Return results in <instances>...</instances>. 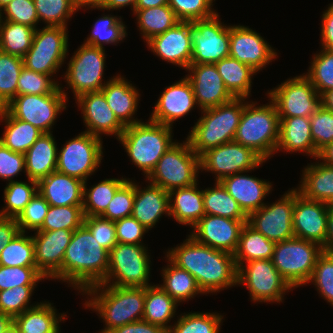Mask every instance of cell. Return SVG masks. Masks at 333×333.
Returning <instances> with one entry per match:
<instances>
[{
  "label": "cell",
  "instance_id": "cell-1",
  "mask_svg": "<svg viewBox=\"0 0 333 333\" xmlns=\"http://www.w3.org/2000/svg\"><path fill=\"white\" fill-rule=\"evenodd\" d=\"M187 237L179 246L168 249L166 256L188 271L204 294L237 286L234 254L200 244L190 235Z\"/></svg>",
  "mask_w": 333,
  "mask_h": 333
},
{
  "label": "cell",
  "instance_id": "cell-2",
  "mask_svg": "<svg viewBox=\"0 0 333 333\" xmlns=\"http://www.w3.org/2000/svg\"><path fill=\"white\" fill-rule=\"evenodd\" d=\"M109 251L82 225L74 230L62 264V281L83 293L102 284L108 274Z\"/></svg>",
  "mask_w": 333,
  "mask_h": 333
},
{
  "label": "cell",
  "instance_id": "cell-3",
  "mask_svg": "<svg viewBox=\"0 0 333 333\" xmlns=\"http://www.w3.org/2000/svg\"><path fill=\"white\" fill-rule=\"evenodd\" d=\"M85 309H92L102 322L100 333H109L125 324L142 320L145 305V287H117L98 284L85 290ZM90 297V298H89ZM88 307V308H87Z\"/></svg>",
  "mask_w": 333,
  "mask_h": 333
},
{
  "label": "cell",
  "instance_id": "cell-4",
  "mask_svg": "<svg viewBox=\"0 0 333 333\" xmlns=\"http://www.w3.org/2000/svg\"><path fill=\"white\" fill-rule=\"evenodd\" d=\"M247 98H234L217 107L201 110V117L187 135L191 149L200 156L205 151L233 141Z\"/></svg>",
  "mask_w": 333,
  "mask_h": 333
},
{
  "label": "cell",
  "instance_id": "cell-5",
  "mask_svg": "<svg viewBox=\"0 0 333 333\" xmlns=\"http://www.w3.org/2000/svg\"><path fill=\"white\" fill-rule=\"evenodd\" d=\"M173 127L151 121L125 127L117 140L131 162L143 171L145 178L154 170L162 155L173 145Z\"/></svg>",
  "mask_w": 333,
  "mask_h": 333
},
{
  "label": "cell",
  "instance_id": "cell-6",
  "mask_svg": "<svg viewBox=\"0 0 333 333\" xmlns=\"http://www.w3.org/2000/svg\"><path fill=\"white\" fill-rule=\"evenodd\" d=\"M247 102L243 108L234 141L252 149L264 161L276 154L279 140V116L275 104Z\"/></svg>",
  "mask_w": 333,
  "mask_h": 333
},
{
  "label": "cell",
  "instance_id": "cell-7",
  "mask_svg": "<svg viewBox=\"0 0 333 333\" xmlns=\"http://www.w3.org/2000/svg\"><path fill=\"white\" fill-rule=\"evenodd\" d=\"M200 156L190 147L188 140L176 141L162 155L146 182L159 186L167 192L198 182Z\"/></svg>",
  "mask_w": 333,
  "mask_h": 333
},
{
  "label": "cell",
  "instance_id": "cell-8",
  "mask_svg": "<svg viewBox=\"0 0 333 333\" xmlns=\"http://www.w3.org/2000/svg\"><path fill=\"white\" fill-rule=\"evenodd\" d=\"M323 247L316 242L293 237L277 242L272 262L280 275L295 289L308 284Z\"/></svg>",
  "mask_w": 333,
  "mask_h": 333
},
{
  "label": "cell",
  "instance_id": "cell-9",
  "mask_svg": "<svg viewBox=\"0 0 333 333\" xmlns=\"http://www.w3.org/2000/svg\"><path fill=\"white\" fill-rule=\"evenodd\" d=\"M117 243L109 251L108 274L102 284L117 287H147L150 284L151 260L148 247Z\"/></svg>",
  "mask_w": 333,
  "mask_h": 333
},
{
  "label": "cell",
  "instance_id": "cell-10",
  "mask_svg": "<svg viewBox=\"0 0 333 333\" xmlns=\"http://www.w3.org/2000/svg\"><path fill=\"white\" fill-rule=\"evenodd\" d=\"M68 29L44 26L37 28L29 51L23 57L24 67L46 75H57L67 59Z\"/></svg>",
  "mask_w": 333,
  "mask_h": 333
},
{
  "label": "cell",
  "instance_id": "cell-11",
  "mask_svg": "<svg viewBox=\"0 0 333 333\" xmlns=\"http://www.w3.org/2000/svg\"><path fill=\"white\" fill-rule=\"evenodd\" d=\"M237 285L246 286L254 302L281 303L286 292L293 290L275 268L272 259L252 260L241 264L237 271Z\"/></svg>",
  "mask_w": 333,
  "mask_h": 333
},
{
  "label": "cell",
  "instance_id": "cell-12",
  "mask_svg": "<svg viewBox=\"0 0 333 333\" xmlns=\"http://www.w3.org/2000/svg\"><path fill=\"white\" fill-rule=\"evenodd\" d=\"M74 52L63 76L67 89H71L74 99L85 93L99 92L106 85L103 82L105 70V49L83 43Z\"/></svg>",
  "mask_w": 333,
  "mask_h": 333
},
{
  "label": "cell",
  "instance_id": "cell-13",
  "mask_svg": "<svg viewBox=\"0 0 333 333\" xmlns=\"http://www.w3.org/2000/svg\"><path fill=\"white\" fill-rule=\"evenodd\" d=\"M59 86L53 93L17 95L4 108L14 117L26 121L44 133L53 131L58 115L67 107L68 95Z\"/></svg>",
  "mask_w": 333,
  "mask_h": 333
},
{
  "label": "cell",
  "instance_id": "cell-14",
  "mask_svg": "<svg viewBox=\"0 0 333 333\" xmlns=\"http://www.w3.org/2000/svg\"><path fill=\"white\" fill-rule=\"evenodd\" d=\"M101 137L81 132L57 151L56 170L86 182L97 171L103 158Z\"/></svg>",
  "mask_w": 333,
  "mask_h": 333
},
{
  "label": "cell",
  "instance_id": "cell-15",
  "mask_svg": "<svg viewBox=\"0 0 333 333\" xmlns=\"http://www.w3.org/2000/svg\"><path fill=\"white\" fill-rule=\"evenodd\" d=\"M219 17L217 12L210 18L190 22L191 64H214L229 56L230 25Z\"/></svg>",
  "mask_w": 333,
  "mask_h": 333
},
{
  "label": "cell",
  "instance_id": "cell-16",
  "mask_svg": "<svg viewBox=\"0 0 333 333\" xmlns=\"http://www.w3.org/2000/svg\"><path fill=\"white\" fill-rule=\"evenodd\" d=\"M267 95L275 104L279 117L309 118L321 107L320 94L304 74L287 79L268 90Z\"/></svg>",
  "mask_w": 333,
  "mask_h": 333
},
{
  "label": "cell",
  "instance_id": "cell-17",
  "mask_svg": "<svg viewBox=\"0 0 333 333\" xmlns=\"http://www.w3.org/2000/svg\"><path fill=\"white\" fill-rule=\"evenodd\" d=\"M264 161L252 149L236 141L211 148L200 155V170L215 174V182L240 172L258 169Z\"/></svg>",
  "mask_w": 333,
  "mask_h": 333
},
{
  "label": "cell",
  "instance_id": "cell-18",
  "mask_svg": "<svg viewBox=\"0 0 333 333\" xmlns=\"http://www.w3.org/2000/svg\"><path fill=\"white\" fill-rule=\"evenodd\" d=\"M295 188L288 190L274 203L265 204L248 216L247 223L267 239L275 243L291 239Z\"/></svg>",
  "mask_w": 333,
  "mask_h": 333
},
{
  "label": "cell",
  "instance_id": "cell-19",
  "mask_svg": "<svg viewBox=\"0 0 333 333\" xmlns=\"http://www.w3.org/2000/svg\"><path fill=\"white\" fill-rule=\"evenodd\" d=\"M229 56L251 66L258 73L278 57L276 50L259 33L240 24L230 25Z\"/></svg>",
  "mask_w": 333,
  "mask_h": 333
},
{
  "label": "cell",
  "instance_id": "cell-20",
  "mask_svg": "<svg viewBox=\"0 0 333 333\" xmlns=\"http://www.w3.org/2000/svg\"><path fill=\"white\" fill-rule=\"evenodd\" d=\"M247 221L205 215L192 227L190 236L200 244L234 254Z\"/></svg>",
  "mask_w": 333,
  "mask_h": 333
},
{
  "label": "cell",
  "instance_id": "cell-21",
  "mask_svg": "<svg viewBox=\"0 0 333 333\" xmlns=\"http://www.w3.org/2000/svg\"><path fill=\"white\" fill-rule=\"evenodd\" d=\"M35 232L32 238L36 268L46 277V280L51 278V280L62 281L64 254L74 231L61 229Z\"/></svg>",
  "mask_w": 333,
  "mask_h": 333
},
{
  "label": "cell",
  "instance_id": "cell-22",
  "mask_svg": "<svg viewBox=\"0 0 333 333\" xmlns=\"http://www.w3.org/2000/svg\"><path fill=\"white\" fill-rule=\"evenodd\" d=\"M329 204L306 199L295 188L293 232L296 238L326 243Z\"/></svg>",
  "mask_w": 333,
  "mask_h": 333
},
{
  "label": "cell",
  "instance_id": "cell-23",
  "mask_svg": "<svg viewBox=\"0 0 333 333\" xmlns=\"http://www.w3.org/2000/svg\"><path fill=\"white\" fill-rule=\"evenodd\" d=\"M186 71L199 110L217 107L235 98L226 88L215 64H190Z\"/></svg>",
  "mask_w": 333,
  "mask_h": 333
},
{
  "label": "cell",
  "instance_id": "cell-24",
  "mask_svg": "<svg viewBox=\"0 0 333 333\" xmlns=\"http://www.w3.org/2000/svg\"><path fill=\"white\" fill-rule=\"evenodd\" d=\"M154 106L149 119L169 127L189 114L194 107H198L192 85L186 76L166 86Z\"/></svg>",
  "mask_w": 333,
  "mask_h": 333
},
{
  "label": "cell",
  "instance_id": "cell-25",
  "mask_svg": "<svg viewBox=\"0 0 333 333\" xmlns=\"http://www.w3.org/2000/svg\"><path fill=\"white\" fill-rule=\"evenodd\" d=\"M146 44L159 59L185 70L191 64L190 22L180 21L166 32L152 37Z\"/></svg>",
  "mask_w": 333,
  "mask_h": 333
},
{
  "label": "cell",
  "instance_id": "cell-26",
  "mask_svg": "<svg viewBox=\"0 0 333 333\" xmlns=\"http://www.w3.org/2000/svg\"><path fill=\"white\" fill-rule=\"evenodd\" d=\"M75 103L83 114L85 132L97 137H102V134L114 135L118 139L125 130V126L117 119L101 91L80 95Z\"/></svg>",
  "mask_w": 333,
  "mask_h": 333
},
{
  "label": "cell",
  "instance_id": "cell-27",
  "mask_svg": "<svg viewBox=\"0 0 333 333\" xmlns=\"http://www.w3.org/2000/svg\"><path fill=\"white\" fill-rule=\"evenodd\" d=\"M246 173L248 171L227 176L220 183L249 216L266 204L263 200L271 193L273 185L270 181Z\"/></svg>",
  "mask_w": 333,
  "mask_h": 333
},
{
  "label": "cell",
  "instance_id": "cell-28",
  "mask_svg": "<svg viewBox=\"0 0 333 333\" xmlns=\"http://www.w3.org/2000/svg\"><path fill=\"white\" fill-rule=\"evenodd\" d=\"M130 82L118 74L109 80L107 79L106 85L101 90L107 104L125 127L142 121L134 119L139 105L140 93L137 87Z\"/></svg>",
  "mask_w": 333,
  "mask_h": 333
},
{
  "label": "cell",
  "instance_id": "cell-29",
  "mask_svg": "<svg viewBox=\"0 0 333 333\" xmlns=\"http://www.w3.org/2000/svg\"><path fill=\"white\" fill-rule=\"evenodd\" d=\"M38 193L51 206H83L84 182L55 170L38 181Z\"/></svg>",
  "mask_w": 333,
  "mask_h": 333
},
{
  "label": "cell",
  "instance_id": "cell-30",
  "mask_svg": "<svg viewBox=\"0 0 333 333\" xmlns=\"http://www.w3.org/2000/svg\"><path fill=\"white\" fill-rule=\"evenodd\" d=\"M164 214L170 217L168 192L151 183L142 189L139 183L135 182L131 216L147 230H151Z\"/></svg>",
  "mask_w": 333,
  "mask_h": 333
},
{
  "label": "cell",
  "instance_id": "cell-31",
  "mask_svg": "<svg viewBox=\"0 0 333 333\" xmlns=\"http://www.w3.org/2000/svg\"><path fill=\"white\" fill-rule=\"evenodd\" d=\"M279 140L276 147L281 152H301L315 159L310 119L307 117H279ZM283 150V151H282Z\"/></svg>",
  "mask_w": 333,
  "mask_h": 333
},
{
  "label": "cell",
  "instance_id": "cell-32",
  "mask_svg": "<svg viewBox=\"0 0 333 333\" xmlns=\"http://www.w3.org/2000/svg\"><path fill=\"white\" fill-rule=\"evenodd\" d=\"M198 184L196 182L168 192L170 217L181 225H189L190 228L205 216L203 190L198 189Z\"/></svg>",
  "mask_w": 333,
  "mask_h": 333
},
{
  "label": "cell",
  "instance_id": "cell-33",
  "mask_svg": "<svg viewBox=\"0 0 333 333\" xmlns=\"http://www.w3.org/2000/svg\"><path fill=\"white\" fill-rule=\"evenodd\" d=\"M57 143L51 133H43L27 150L25 173L27 179L39 181L56 170Z\"/></svg>",
  "mask_w": 333,
  "mask_h": 333
},
{
  "label": "cell",
  "instance_id": "cell-34",
  "mask_svg": "<svg viewBox=\"0 0 333 333\" xmlns=\"http://www.w3.org/2000/svg\"><path fill=\"white\" fill-rule=\"evenodd\" d=\"M49 301H42L13 319L18 333H60V323L66 313H57Z\"/></svg>",
  "mask_w": 333,
  "mask_h": 333
},
{
  "label": "cell",
  "instance_id": "cell-35",
  "mask_svg": "<svg viewBox=\"0 0 333 333\" xmlns=\"http://www.w3.org/2000/svg\"><path fill=\"white\" fill-rule=\"evenodd\" d=\"M297 190L309 200L333 203V166L315 161L303 170Z\"/></svg>",
  "mask_w": 333,
  "mask_h": 333
},
{
  "label": "cell",
  "instance_id": "cell-36",
  "mask_svg": "<svg viewBox=\"0 0 333 333\" xmlns=\"http://www.w3.org/2000/svg\"><path fill=\"white\" fill-rule=\"evenodd\" d=\"M0 122H5L0 142L14 152L25 154L44 133L29 122L14 118L4 107L0 108Z\"/></svg>",
  "mask_w": 333,
  "mask_h": 333
},
{
  "label": "cell",
  "instance_id": "cell-37",
  "mask_svg": "<svg viewBox=\"0 0 333 333\" xmlns=\"http://www.w3.org/2000/svg\"><path fill=\"white\" fill-rule=\"evenodd\" d=\"M178 303L158 284L145 287V305L142 319L168 331L175 317ZM169 324V325H168Z\"/></svg>",
  "mask_w": 333,
  "mask_h": 333
},
{
  "label": "cell",
  "instance_id": "cell-38",
  "mask_svg": "<svg viewBox=\"0 0 333 333\" xmlns=\"http://www.w3.org/2000/svg\"><path fill=\"white\" fill-rule=\"evenodd\" d=\"M228 91L235 98H247L251 95L252 77L258 72L251 66L239 62L230 56L214 63Z\"/></svg>",
  "mask_w": 333,
  "mask_h": 333
},
{
  "label": "cell",
  "instance_id": "cell-39",
  "mask_svg": "<svg viewBox=\"0 0 333 333\" xmlns=\"http://www.w3.org/2000/svg\"><path fill=\"white\" fill-rule=\"evenodd\" d=\"M168 265L162 268L163 283L158 284L178 304L194 299L198 294L204 295L195 278L186 270L175 265L167 256Z\"/></svg>",
  "mask_w": 333,
  "mask_h": 333
},
{
  "label": "cell",
  "instance_id": "cell-40",
  "mask_svg": "<svg viewBox=\"0 0 333 333\" xmlns=\"http://www.w3.org/2000/svg\"><path fill=\"white\" fill-rule=\"evenodd\" d=\"M275 244L246 223L242 228L239 244L234 253L237 268L244 262L272 259Z\"/></svg>",
  "mask_w": 333,
  "mask_h": 333
},
{
  "label": "cell",
  "instance_id": "cell-41",
  "mask_svg": "<svg viewBox=\"0 0 333 333\" xmlns=\"http://www.w3.org/2000/svg\"><path fill=\"white\" fill-rule=\"evenodd\" d=\"M133 15L145 43L180 22L169 5L134 10Z\"/></svg>",
  "mask_w": 333,
  "mask_h": 333
},
{
  "label": "cell",
  "instance_id": "cell-42",
  "mask_svg": "<svg viewBox=\"0 0 333 333\" xmlns=\"http://www.w3.org/2000/svg\"><path fill=\"white\" fill-rule=\"evenodd\" d=\"M127 178H107L89 189L84 182L83 213L86 216H101L112 201L116 191L127 181Z\"/></svg>",
  "mask_w": 333,
  "mask_h": 333
},
{
  "label": "cell",
  "instance_id": "cell-43",
  "mask_svg": "<svg viewBox=\"0 0 333 333\" xmlns=\"http://www.w3.org/2000/svg\"><path fill=\"white\" fill-rule=\"evenodd\" d=\"M205 215H216L233 220H248L239 204L231 197L220 182L203 190Z\"/></svg>",
  "mask_w": 333,
  "mask_h": 333
},
{
  "label": "cell",
  "instance_id": "cell-44",
  "mask_svg": "<svg viewBox=\"0 0 333 333\" xmlns=\"http://www.w3.org/2000/svg\"><path fill=\"white\" fill-rule=\"evenodd\" d=\"M36 29L20 23L1 21L0 51L23 58L29 51Z\"/></svg>",
  "mask_w": 333,
  "mask_h": 333
},
{
  "label": "cell",
  "instance_id": "cell-45",
  "mask_svg": "<svg viewBox=\"0 0 333 333\" xmlns=\"http://www.w3.org/2000/svg\"><path fill=\"white\" fill-rule=\"evenodd\" d=\"M27 180L28 183L16 179L4 187L5 206L0 210V217L16 219L38 193V181L29 178Z\"/></svg>",
  "mask_w": 333,
  "mask_h": 333
},
{
  "label": "cell",
  "instance_id": "cell-46",
  "mask_svg": "<svg viewBox=\"0 0 333 333\" xmlns=\"http://www.w3.org/2000/svg\"><path fill=\"white\" fill-rule=\"evenodd\" d=\"M124 23L121 16L101 15L94 23L91 33L84 43L103 49L104 44L116 45L124 41L128 35L127 26Z\"/></svg>",
  "mask_w": 333,
  "mask_h": 333
},
{
  "label": "cell",
  "instance_id": "cell-47",
  "mask_svg": "<svg viewBox=\"0 0 333 333\" xmlns=\"http://www.w3.org/2000/svg\"><path fill=\"white\" fill-rule=\"evenodd\" d=\"M33 2L39 22H44L45 26L67 28L69 19L79 11L77 0H33Z\"/></svg>",
  "mask_w": 333,
  "mask_h": 333
},
{
  "label": "cell",
  "instance_id": "cell-48",
  "mask_svg": "<svg viewBox=\"0 0 333 333\" xmlns=\"http://www.w3.org/2000/svg\"><path fill=\"white\" fill-rule=\"evenodd\" d=\"M183 314V315H182ZM179 315L167 333H219L223 315L218 312H190Z\"/></svg>",
  "mask_w": 333,
  "mask_h": 333
},
{
  "label": "cell",
  "instance_id": "cell-49",
  "mask_svg": "<svg viewBox=\"0 0 333 333\" xmlns=\"http://www.w3.org/2000/svg\"><path fill=\"white\" fill-rule=\"evenodd\" d=\"M0 265L7 267H36L32 236L19 232L1 250Z\"/></svg>",
  "mask_w": 333,
  "mask_h": 333
},
{
  "label": "cell",
  "instance_id": "cell-50",
  "mask_svg": "<svg viewBox=\"0 0 333 333\" xmlns=\"http://www.w3.org/2000/svg\"><path fill=\"white\" fill-rule=\"evenodd\" d=\"M23 58L0 51V108L17 96L18 79Z\"/></svg>",
  "mask_w": 333,
  "mask_h": 333
},
{
  "label": "cell",
  "instance_id": "cell-51",
  "mask_svg": "<svg viewBox=\"0 0 333 333\" xmlns=\"http://www.w3.org/2000/svg\"><path fill=\"white\" fill-rule=\"evenodd\" d=\"M307 73H303L321 95L333 89V51L322 48L311 59Z\"/></svg>",
  "mask_w": 333,
  "mask_h": 333
},
{
  "label": "cell",
  "instance_id": "cell-52",
  "mask_svg": "<svg viewBox=\"0 0 333 333\" xmlns=\"http://www.w3.org/2000/svg\"><path fill=\"white\" fill-rule=\"evenodd\" d=\"M83 206H51L38 231L76 230L83 225Z\"/></svg>",
  "mask_w": 333,
  "mask_h": 333
},
{
  "label": "cell",
  "instance_id": "cell-53",
  "mask_svg": "<svg viewBox=\"0 0 333 333\" xmlns=\"http://www.w3.org/2000/svg\"><path fill=\"white\" fill-rule=\"evenodd\" d=\"M37 285H22L0 291V312L15 318L38 302L31 304V297ZM30 301V302H29Z\"/></svg>",
  "mask_w": 333,
  "mask_h": 333
},
{
  "label": "cell",
  "instance_id": "cell-54",
  "mask_svg": "<svg viewBox=\"0 0 333 333\" xmlns=\"http://www.w3.org/2000/svg\"><path fill=\"white\" fill-rule=\"evenodd\" d=\"M309 282L333 306V251H323L318 257Z\"/></svg>",
  "mask_w": 333,
  "mask_h": 333
},
{
  "label": "cell",
  "instance_id": "cell-55",
  "mask_svg": "<svg viewBox=\"0 0 333 333\" xmlns=\"http://www.w3.org/2000/svg\"><path fill=\"white\" fill-rule=\"evenodd\" d=\"M50 75L32 71L26 67L21 70L17 95H42L53 93L61 83L55 81Z\"/></svg>",
  "mask_w": 333,
  "mask_h": 333
},
{
  "label": "cell",
  "instance_id": "cell-56",
  "mask_svg": "<svg viewBox=\"0 0 333 333\" xmlns=\"http://www.w3.org/2000/svg\"><path fill=\"white\" fill-rule=\"evenodd\" d=\"M215 0H168L169 7L179 21L193 22L207 19L217 12L213 9Z\"/></svg>",
  "mask_w": 333,
  "mask_h": 333
},
{
  "label": "cell",
  "instance_id": "cell-57",
  "mask_svg": "<svg viewBox=\"0 0 333 333\" xmlns=\"http://www.w3.org/2000/svg\"><path fill=\"white\" fill-rule=\"evenodd\" d=\"M135 198V181L130 178L116 191L112 201L101 217L111 221L130 217Z\"/></svg>",
  "mask_w": 333,
  "mask_h": 333
},
{
  "label": "cell",
  "instance_id": "cell-58",
  "mask_svg": "<svg viewBox=\"0 0 333 333\" xmlns=\"http://www.w3.org/2000/svg\"><path fill=\"white\" fill-rule=\"evenodd\" d=\"M46 277L36 267L0 265V291L22 285H37Z\"/></svg>",
  "mask_w": 333,
  "mask_h": 333
},
{
  "label": "cell",
  "instance_id": "cell-59",
  "mask_svg": "<svg viewBox=\"0 0 333 333\" xmlns=\"http://www.w3.org/2000/svg\"><path fill=\"white\" fill-rule=\"evenodd\" d=\"M50 204L37 193L16 218L20 232L38 231L47 215Z\"/></svg>",
  "mask_w": 333,
  "mask_h": 333
},
{
  "label": "cell",
  "instance_id": "cell-60",
  "mask_svg": "<svg viewBox=\"0 0 333 333\" xmlns=\"http://www.w3.org/2000/svg\"><path fill=\"white\" fill-rule=\"evenodd\" d=\"M309 119L316 159L318 151L333 142V112L321 106Z\"/></svg>",
  "mask_w": 333,
  "mask_h": 333
},
{
  "label": "cell",
  "instance_id": "cell-61",
  "mask_svg": "<svg viewBox=\"0 0 333 333\" xmlns=\"http://www.w3.org/2000/svg\"><path fill=\"white\" fill-rule=\"evenodd\" d=\"M1 12L4 21L20 23L37 29L39 19L33 0H12Z\"/></svg>",
  "mask_w": 333,
  "mask_h": 333
},
{
  "label": "cell",
  "instance_id": "cell-62",
  "mask_svg": "<svg viewBox=\"0 0 333 333\" xmlns=\"http://www.w3.org/2000/svg\"><path fill=\"white\" fill-rule=\"evenodd\" d=\"M83 225L106 250L110 251L118 243L114 221L101 216H86Z\"/></svg>",
  "mask_w": 333,
  "mask_h": 333
},
{
  "label": "cell",
  "instance_id": "cell-63",
  "mask_svg": "<svg viewBox=\"0 0 333 333\" xmlns=\"http://www.w3.org/2000/svg\"><path fill=\"white\" fill-rule=\"evenodd\" d=\"M25 172V156L14 152L0 142V179L14 181L20 172Z\"/></svg>",
  "mask_w": 333,
  "mask_h": 333
},
{
  "label": "cell",
  "instance_id": "cell-64",
  "mask_svg": "<svg viewBox=\"0 0 333 333\" xmlns=\"http://www.w3.org/2000/svg\"><path fill=\"white\" fill-rule=\"evenodd\" d=\"M115 228L118 243L146 245L142 239L149 230L132 216L115 221Z\"/></svg>",
  "mask_w": 333,
  "mask_h": 333
},
{
  "label": "cell",
  "instance_id": "cell-65",
  "mask_svg": "<svg viewBox=\"0 0 333 333\" xmlns=\"http://www.w3.org/2000/svg\"><path fill=\"white\" fill-rule=\"evenodd\" d=\"M321 15V48L333 51V3Z\"/></svg>",
  "mask_w": 333,
  "mask_h": 333
},
{
  "label": "cell",
  "instance_id": "cell-66",
  "mask_svg": "<svg viewBox=\"0 0 333 333\" xmlns=\"http://www.w3.org/2000/svg\"><path fill=\"white\" fill-rule=\"evenodd\" d=\"M109 333H167V331L161 326L148 323L142 319L130 324L116 327Z\"/></svg>",
  "mask_w": 333,
  "mask_h": 333
},
{
  "label": "cell",
  "instance_id": "cell-67",
  "mask_svg": "<svg viewBox=\"0 0 333 333\" xmlns=\"http://www.w3.org/2000/svg\"><path fill=\"white\" fill-rule=\"evenodd\" d=\"M20 232L16 219L0 217V255L3 247Z\"/></svg>",
  "mask_w": 333,
  "mask_h": 333
},
{
  "label": "cell",
  "instance_id": "cell-68",
  "mask_svg": "<svg viewBox=\"0 0 333 333\" xmlns=\"http://www.w3.org/2000/svg\"><path fill=\"white\" fill-rule=\"evenodd\" d=\"M137 0H107L106 3L102 7H94V8H86V9H98V10H119L123 7H131V11L135 10Z\"/></svg>",
  "mask_w": 333,
  "mask_h": 333
},
{
  "label": "cell",
  "instance_id": "cell-69",
  "mask_svg": "<svg viewBox=\"0 0 333 333\" xmlns=\"http://www.w3.org/2000/svg\"><path fill=\"white\" fill-rule=\"evenodd\" d=\"M324 251H333V203L329 204L326 243L322 246Z\"/></svg>",
  "mask_w": 333,
  "mask_h": 333
},
{
  "label": "cell",
  "instance_id": "cell-70",
  "mask_svg": "<svg viewBox=\"0 0 333 333\" xmlns=\"http://www.w3.org/2000/svg\"><path fill=\"white\" fill-rule=\"evenodd\" d=\"M322 160L321 163L333 166V142L321 148L315 160Z\"/></svg>",
  "mask_w": 333,
  "mask_h": 333
},
{
  "label": "cell",
  "instance_id": "cell-71",
  "mask_svg": "<svg viewBox=\"0 0 333 333\" xmlns=\"http://www.w3.org/2000/svg\"><path fill=\"white\" fill-rule=\"evenodd\" d=\"M168 5V0H137L135 10Z\"/></svg>",
  "mask_w": 333,
  "mask_h": 333
},
{
  "label": "cell",
  "instance_id": "cell-72",
  "mask_svg": "<svg viewBox=\"0 0 333 333\" xmlns=\"http://www.w3.org/2000/svg\"><path fill=\"white\" fill-rule=\"evenodd\" d=\"M320 96L321 106L333 112V89L323 92Z\"/></svg>",
  "mask_w": 333,
  "mask_h": 333
},
{
  "label": "cell",
  "instance_id": "cell-73",
  "mask_svg": "<svg viewBox=\"0 0 333 333\" xmlns=\"http://www.w3.org/2000/svg\"><path fill=\"white\" fill-rule=\"evenodd\" d=\"M107 0H77L79 9L102 7Z\"/></svg>",
  "mask_w": 333,
  "mask_h": 333
},
{
  "label": "cell",
  "instance_id": "cell-74",
  "mask_svg": "<svg viewBox=\"0 0 333 333\" xmlns=\"http://www.w3.org/2000/svg\"><path fill=\"white\" fill-rule=\"evenodd\" d=\"M13 325V318L0 312V333L5 332Z\"/></svg>",
  "mask_w": 333,
  "mask_h": 333
},
{
  "label": "cell",
  "instance_id": "cell-75",
  "mask_svg": "<svg viewBox=\"0 0 333 333\" xmlns=\"http://www.w3.org/2000/svg\"><path fill=\"white\" fill-rule=\"evenodd\" d=\"M12 0H0V10L2 11Z\"/></svg>",
  "mask_w": 333,
  "mask_h": 333
},
{
  "label": "cell",
  "instance_id": "cell-76",
  "mask_svg": "<svg viewBox=\"0 0 333 333\" xmlns=\"http://www.w3.org/2000/svg\"><path fill=\"white\" fill-rule=\"evenodd\" d=\"M3 333H18V331H17L15 325L13 324L8 330H6Z\"/></svg>",
  "mask_w": 333,
  "mask_h": 333
},
{
  "label": "cell",
  "instance_id": "cell-77",
  "mask_svg": "<svg viewBox=\"0 0 333 333\" xmlns=\"http://www.w3.org/2000/svg\"><path fill=\"white\" fill-rule=\"evenodd\" d=\"M1 21H2V12L0 10V24H1Z\"/></svg>",
  "mask_w": 333,
  "mask_h": 333
}]
</instances>
